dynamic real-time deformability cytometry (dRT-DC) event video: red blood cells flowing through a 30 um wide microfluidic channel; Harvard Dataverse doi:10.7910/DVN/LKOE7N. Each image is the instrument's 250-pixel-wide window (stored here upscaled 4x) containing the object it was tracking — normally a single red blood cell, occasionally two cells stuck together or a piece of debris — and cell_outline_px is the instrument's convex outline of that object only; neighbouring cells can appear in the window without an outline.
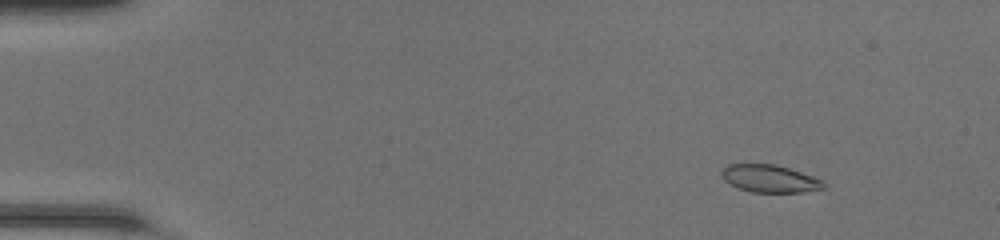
{"species": "common noctule bat (a hibernating species)", "species_latin": "Nyctalus noctula", "temperature_condition": "room temperature", "stored_images_in_passage": 49, "camera_frame_rate_fps": 3000, "um_per_image_px": 0.085, "animal": {"sex": "female", "body_mass_g": 20.0, "forearm_length_mm": 54.0}, "frame": {"image": 1, "passage_image": 6, "time_ms": 1.667, "image_size_px": [1000, 240], "cell_outline_px": [[828, 188], [800, 192], [752, 192], [740, 188], [724, 180], [720, 176], [720, 172], [728, 164], [776, 164], [824, 180], [828, 184]], "centroid_in_image_um": [65.47, 15.18], "position_along_channel_um": 19.5, "area_um2": 16.42}}
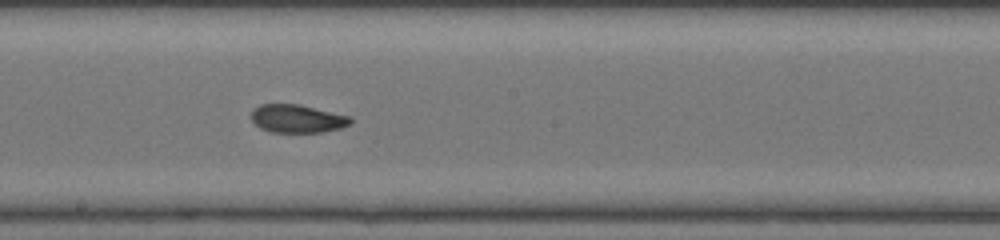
{"frame": {"image": 2, "passage_image": 28, "time_ms": 9.0, "image_size_px": [1000, 240], "cell_outline_px": [[352, 124], [340, 128], [320, 132], [272, 132], [260, 128], [252, 120], [252, 108], [260, 104], [300, 104], [352, 116]], "centroid_in_image_um": [25.3, 10.07], "position_along_channel_um": 222.9, "area_um2": 16.42}}
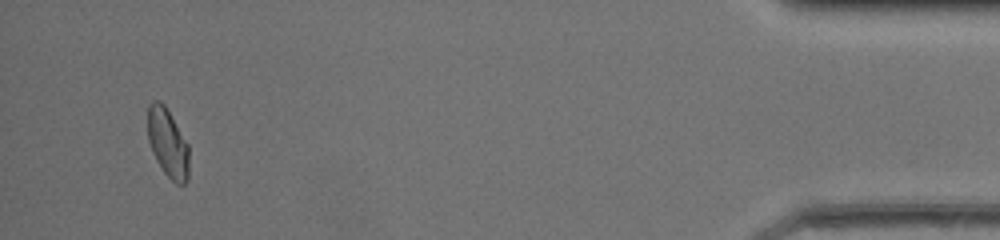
{"frame": {"image": 3, "passage_image": 47, "time_ms": 15.333, "image_size_px": [1000, 240], "cell_outline_px": [[188, 180], [184, 184], [176, 184], [164, 172], [156, 160], [148, 140], [148, 104], [152, 100], [160, 100], [164, 104], [188, 144]], "centroid_in_image_um": [14.25, 12.14], "position_along_channel_um": 421.0, "area_um2": 16.42}, "authors_computed_cell_mechanics": {"area_um2": 16.8776, "velocity_mm_per_s": 4.2886, "shape_relaxation_time_tau1_ms": 9.87, "shape_relaxation_time_tau2_ms": 1.5685, "deformation_change_tau1": 0.2639, "deformation_change_tau2": 0.0573}}